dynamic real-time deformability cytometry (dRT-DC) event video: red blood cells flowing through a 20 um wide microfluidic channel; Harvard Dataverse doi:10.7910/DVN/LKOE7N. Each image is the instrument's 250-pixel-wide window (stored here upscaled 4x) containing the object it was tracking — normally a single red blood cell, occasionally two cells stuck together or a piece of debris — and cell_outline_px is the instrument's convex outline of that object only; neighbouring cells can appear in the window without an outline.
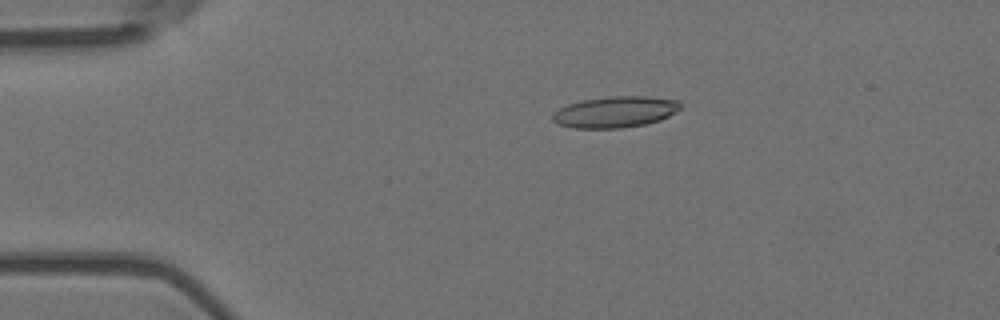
{"species": "Egyptian fruit bat (a non-hibernating species)", "species_latin": "Rousettus aegyptiacus", "temperature_condition": "room temperature", "stored_images_in_passage": 3, "camera_frame_rate_fps": 3000, "um_per_image_px": 0.085, "animal": {"sex": "female"}, "frame": {"image": 1, "passage_image": 1, "time_ms": 0.0, "image_size_px": [1000, 320], "cell_outline_px": [[680, 108], [676, 112], [660, 120], [644, 124], [620, 128], [572, 128], [556, 124], [552, 120], [552, 116], [560, 108], [568, 104], [584, 100], [612, 96], [648, 96], [680, 100]], "centroid_in_image_um": [52.3, 9.51], "position_along_channel_um": 32.7, "area_um2": 23.18}}
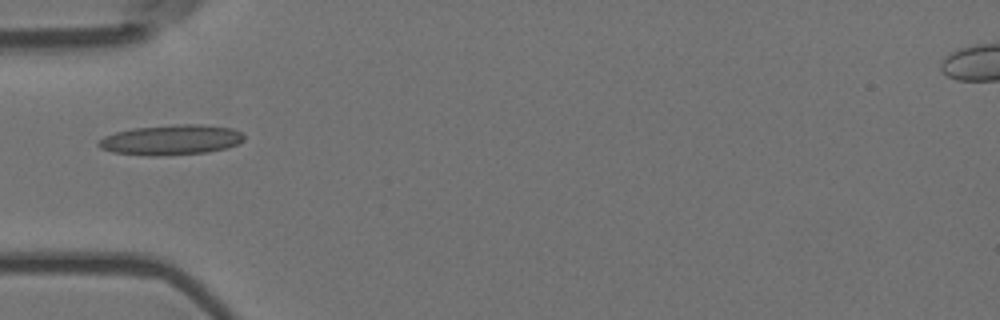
{"frame": {"image": 2, "passage_image": 3, "time_ms": 0.667, "image_size_px": [1000, 320], "cell_outline_px": [[244, 140], [228, 148], [208, 152], [164, 156], [148, 156], [112, 152], [100, 148], [96, 144], [104, 136], [116, 132], [132, 128], [172, 124], [200, 124], [232, 128], [244, 132]], "centroid_in_image_um": [14.56, 11.89], "position_along_channel_um": 70.4, "area_um2": 25.95}}